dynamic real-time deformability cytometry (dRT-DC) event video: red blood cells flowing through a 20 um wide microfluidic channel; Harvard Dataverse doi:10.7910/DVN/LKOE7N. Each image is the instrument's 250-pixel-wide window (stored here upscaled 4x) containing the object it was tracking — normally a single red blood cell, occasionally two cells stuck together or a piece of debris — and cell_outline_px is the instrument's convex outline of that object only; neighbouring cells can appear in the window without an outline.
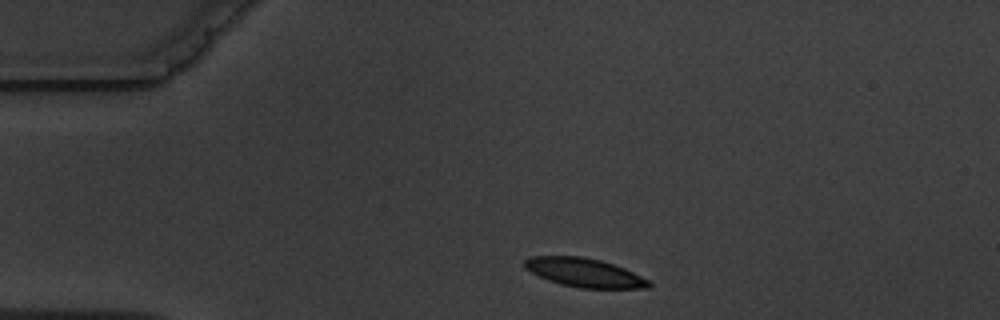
{"species": "common noctule bat (a hibernating species)", "species_latin": "Nyctalus noctula", "temperature_condition": "warm", "stored_images_in_passage": 5, "camera_frame_rate_fps": 3000, "um_per_image_px": 0.085, "animal": {"sex": "male", "body_mass_g": 19.5, "forearm_length_mm": 54.6}, "frame": {"image": 1, "passage_image": 1, "time_ms": 0.0, "image_size_px": [1000, 320], "cell_outline_px": [[652, 284], [648, 288], [580, 288], [560, 284], [548, 280], [524, 268], [524, 260], [532, 256], [580, 256], [600, 260], [624, 268], [648, 280]], "centroid_in_image_um": [49.65, 23.17], "position_along_channel_um": 35.4, "area_um2": 20.63}}
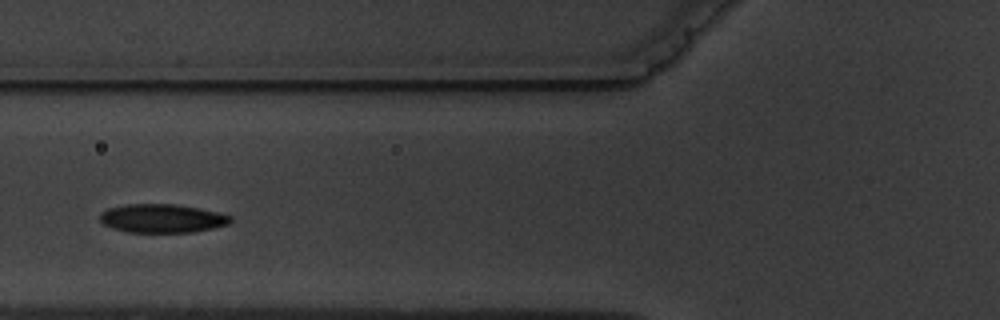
{"frame": {"image": 2, "passage_image": 4, "time_ms": 3.333, "image_size_px": [1000, 320], "cell_outline_px": [[232, 220], [228, 224], [212, 228], [192, 232], [128, 232], [112, 228], [104, 224], [100, 220], [100, 212], [108, 208], [124, 204], [176, 204], [200, 208], [220, 212], [232, 216]], "centroid_in_image_um": [13.78, 18.55], "position_along_channel_um": 112.0, "area_um2": 21.91}}
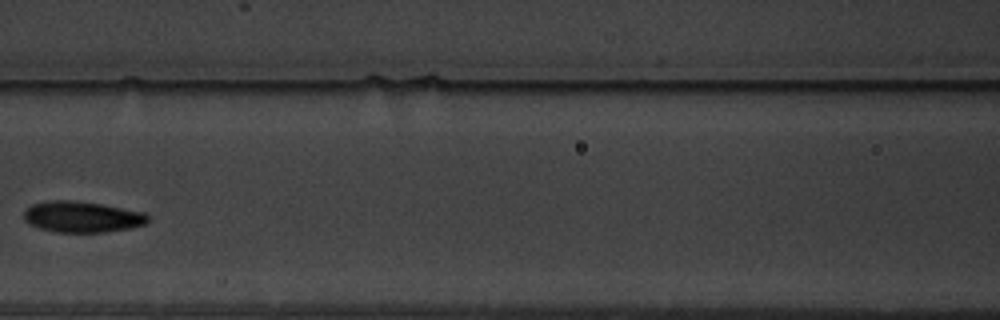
{"frame": {"image": 3, "passage_image": 5, "time_ms": 4.667, "image_size_px": [1000, 320], "cell_outline_px": [[148, 220], [144, 224], [132, 228], [104, 232], [56, 232], [40, 228], [28, 224], [24, 220], [24, 212], [32, 204], [48, 200], [76, 200], [104, 204], [144, 212], [148, 216]], "centroid_in_image_um": [6.97, 18.42], "position_along_channel_um": 159.6, "area_um2": 22.6}}